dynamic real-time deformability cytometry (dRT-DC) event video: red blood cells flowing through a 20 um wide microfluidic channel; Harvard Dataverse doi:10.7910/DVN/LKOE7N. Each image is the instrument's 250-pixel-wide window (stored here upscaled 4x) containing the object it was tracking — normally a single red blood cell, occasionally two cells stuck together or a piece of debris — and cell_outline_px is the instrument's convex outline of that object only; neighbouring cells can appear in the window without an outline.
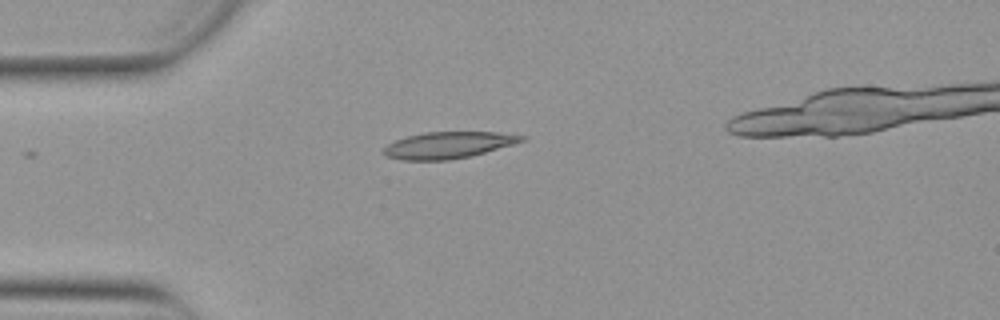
{"species": "Egyptian fruit bat (a non-hibernating species)", "species_latin": "Rousettus aegyptiacus", "temperature_condition": "warm", "stored_images_in_passage": 19, "camera_frame_rate_fps": 3000, "um_per_image_px": 0.085, "animal": {"sex": "female"}, "frame": {"image": 1, "passage_image": 1, "time_ms": 0.0, "image_size_px": [1000, 320], "cell_outline_px": [[528, 136], [524, 140], [512, 144], [472, 156], [448, 160], [400, 160], [384, 156], [380, 152], [388, 144], [396, 140], [408, 136], [424, 132], [496, 132]], "centroid_in_image_um": [38.05, 12.34], "position_along_channel_um": 46.9, "area_um2": 21.39}}
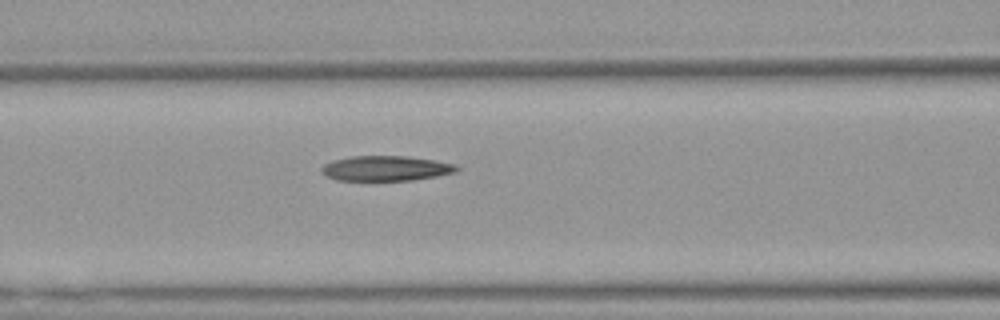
{"frame": {"image": 2, "passage_image": 9, "time_ms": 2.667, "image_size_px": [1000, 320], "cell_outline_px": [[460, 168], [456, 172], [436, 176], [412, 180], [336, 180], [320, 172], [320, 168], [324, 164], [332, 160], [352, 156], [408, 156], [456, 164]], "centroid_in_image_um": [32.78, 14.3], "position_along_channel_um": 133.8, "area_um2": 19.71}}
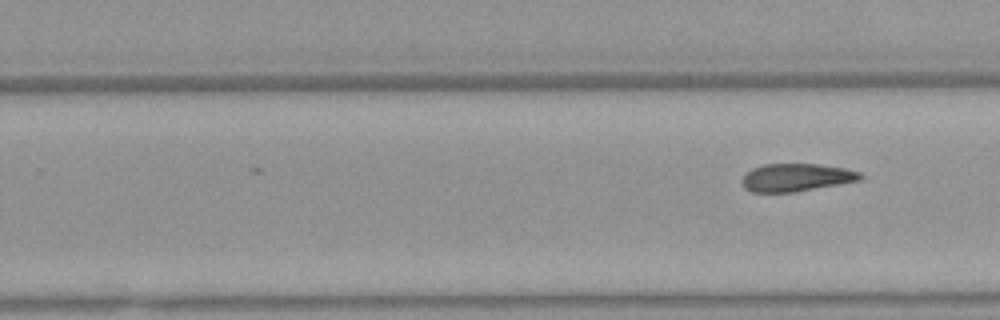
{"frame": {"image": 3, "passage_image": 19, "time_ms": 6.0, "image_size_px": [1000, 320], "cell_outline_px": [[864, 176], [860, 180], [796, 192], [752, 192], [744, 188], [740, 180], [752, 168], [764, 164], [816, 164], [844, 168], [860, 172]], "centroid_in_image_um": [67.66, 15.09], "position_along_channel_um": 262.1, "area_um2": 19.13}}